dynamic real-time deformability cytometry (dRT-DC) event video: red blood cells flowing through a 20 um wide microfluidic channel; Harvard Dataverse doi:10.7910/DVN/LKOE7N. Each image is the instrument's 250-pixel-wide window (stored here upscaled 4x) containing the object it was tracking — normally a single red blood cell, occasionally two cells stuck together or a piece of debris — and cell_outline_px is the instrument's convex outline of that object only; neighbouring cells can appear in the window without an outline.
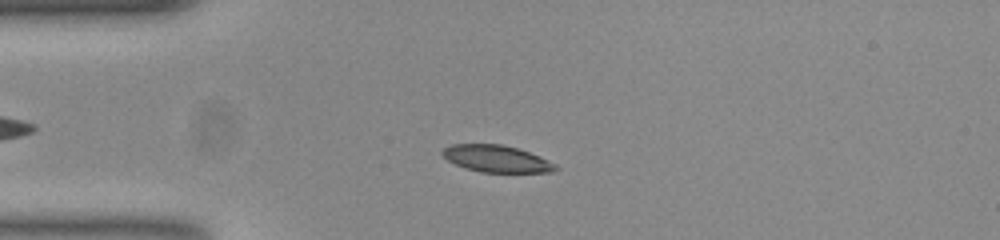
{"species": "common noctule bat (a hibernating species)", "species_latin": "Nyctalus noctula", "temperature_condition": "room temperature", "stored_images_in_passage": 52, "camera_frame_rate_fps": 3000, "um_per_image_px": 0.085, "animal": {"sex": "female", "body_mass_g": 23.0, "forearm_length_mm": 53.4}, "frame": {"image": 1, "passage_image": 11, "time_ms": 3.333, "image_size_px": [1000, 240], "cell_outline_px": [[560, 168], [552, 172], [480, 172], [464, 168], [448, 160], [440, 152], [444, 148], [452, 144], [504, 144], [540, 156], [556, 164]], "centroid_in_image_um": [42.21, 13.49], "position_along_channel_um": 42.8, "area_um2": 17.74}}
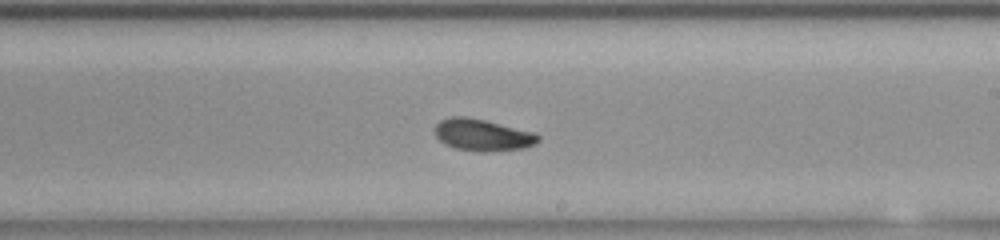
{"frame": {"image": 2, "passage_image": 29, "time_ms": 9.333, "image_size_px": [1000, 240], "cell_outline_px": [[540, 140], [536, 144], [524, 148], [488, 152], [480, 152], [456, 148], [444, 144], [436, 136], [436, 124], [440, 120], [452, 116], [464, 116], [484, 120], [536, 132], [540, 136]], "centroid_in_image_um": [41.06, 11.48], "position_along_channel_um": 247.9, "area_um2": 19.25}}
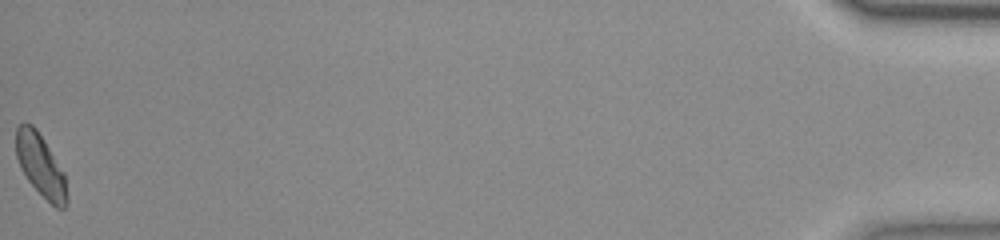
{"frame": {"image": 3, "passage_image": 52, "time_ms": 17.0, "image_size_px": [1000, 240], "cell_outline_px": [[68, 204], [64, 208], [56, 208], [28, 180], [20, 168], [16, 156], [16, 128], [24, 120], [32, 124], [36, 128], [64, 172], [68, 196]], "centroid_in_image_um": [3.45, 14.04], "position_along_channel_um": 431.8, "area_um2": 18.44}, "authors_computed_cell_mechanics": {"area_um2": 18.7272, "velocity_mm_per_s": 3.7613, "shape_relaxation_time_tau1_ms": null, "shape_relaxation_time_tau2_ms": 3.7147, "deformation_change_tau1": null, "deformation_change_tau2": 0.0811}}